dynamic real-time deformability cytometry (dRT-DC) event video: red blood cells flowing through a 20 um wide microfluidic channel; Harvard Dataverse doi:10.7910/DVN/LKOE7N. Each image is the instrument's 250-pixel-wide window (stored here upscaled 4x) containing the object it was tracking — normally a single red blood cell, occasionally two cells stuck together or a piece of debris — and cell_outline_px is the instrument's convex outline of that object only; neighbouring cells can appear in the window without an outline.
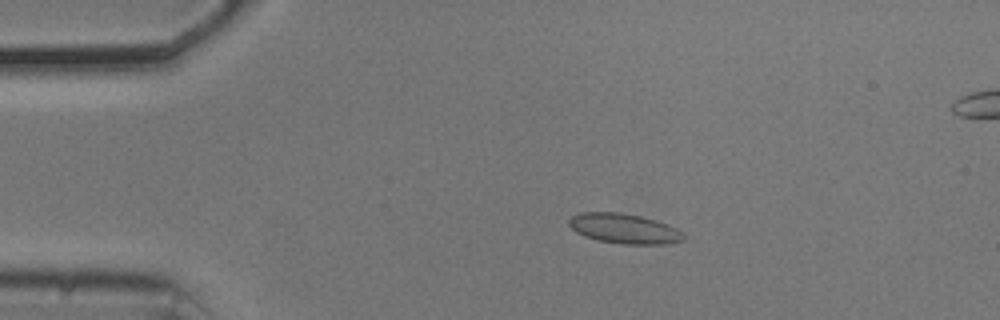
{"species": "common noctule bat (a hibernating species)", "species_latin": "Nyctalus noctula", "temperature_condition": "cold", "stored_images_in_passage": 50, "segment_of_instrument_passage": [1, 2], "camera_frame_rate_fps": 3000, "um_per_image_px": 0.085, "animal": {"sex": "male", "body_mass_g": 20.5, "forearm_length_mm": 52.5}, "frame": {"image": 1, "passage_image": 5, "time_ms": 1.333, "image_size_px": [1000, 320], "cell_outline_px": [[684, 240], [664, 244], [624, 244], [596, 240], [584, 236], [576, 232], [568, 224], [568, 220], [572, 216], [580, 212], [616, 212], [640, 216], [668, 224], [676, 228], [684, 236]], "centroid_in_image_um": [53.01, 19.43], "position_along_channel_um": 32.0, "area_um2": 19.88}}
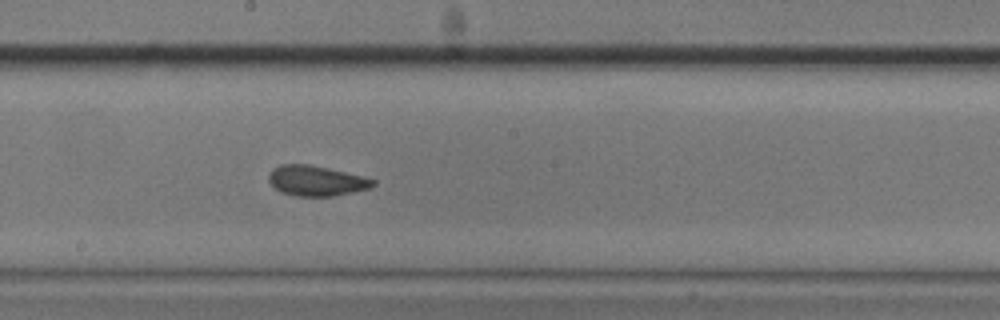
{"frame": {"image": 2, "passage_image": 24, "time_ms": 7.667, "image_size_px": [1000, 320], "cell_outline_px": [[376, 184], [372, 188], [332, 196], [296, 196], [280, 192], [268, 180], [268, 176], [272, 168], [280, 164], [308, 164], [328, 168], [376, 180]], "centroid_in_image_um": [26.86, 15.36], "position_along_channel_um": 221.3, "area_um2": 18.32}}
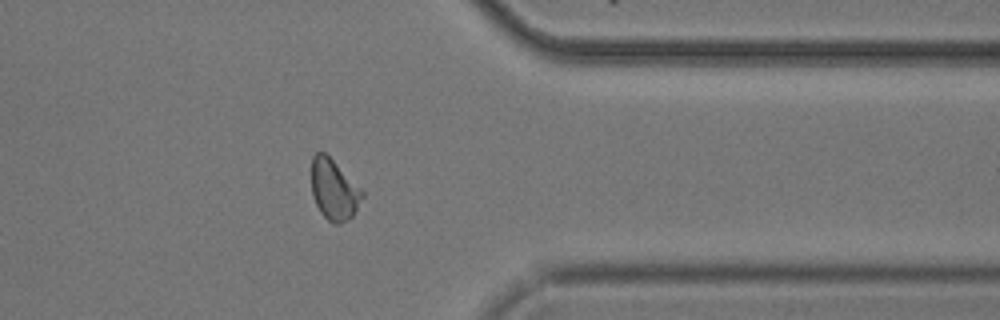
{"frame": {"image": 3, "passage_image": 38, "time_ms": 12.333, "image_size_px": [1000, 320], "cell_outline_px": [[364, 196], [352, 216], [340, 224], [332, 224], [320, 212], [312, 196], [312, 156], [316, 152], [324, 152], [364, 192]], "centroid_in_image_um": [28.37, 16.15], "position_along_channel_um": 383.0, "area_um2": 17.63}}